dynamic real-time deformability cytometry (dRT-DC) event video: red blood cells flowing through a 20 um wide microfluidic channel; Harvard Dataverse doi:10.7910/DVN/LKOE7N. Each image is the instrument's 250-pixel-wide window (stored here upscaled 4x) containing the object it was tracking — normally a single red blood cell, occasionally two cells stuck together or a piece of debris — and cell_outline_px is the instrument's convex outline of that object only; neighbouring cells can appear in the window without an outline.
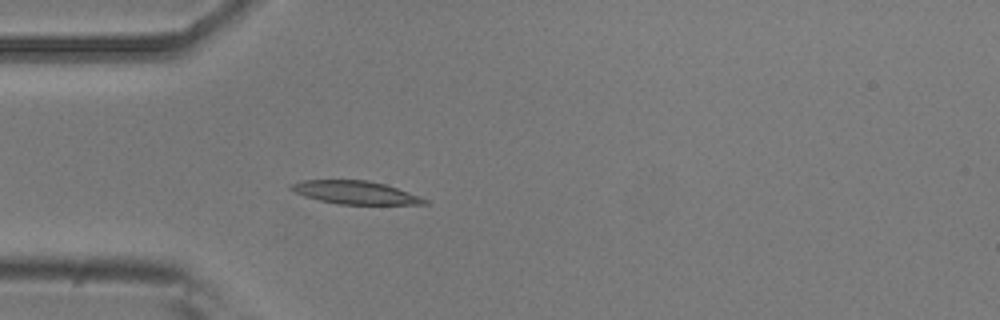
{"species": "common noctule bat (a hibernating species)", "species_latin": "Nyctalus noctula", "temperature_condition": "room temperature", "stored_images_in_passage": 5, "camera_frame_rate_fps": 3000, "um_per_image_px": 0.085, "animal": {"sex": "male", "body_mass_g": 20.5, "forearm_length_mm": 52.5}, "frame": {"image": 1, "passage_image": 5, "time_ms": 1.333, "image_size_px": [1000, 320], "cell_outline_px": [[428, 204], [340, 204], [320, 200], [304, 196], [288, 188], [288, 184], [300, 180], [368, 180], [384, 184], [420, 196], [428, 200]], "centroid_in_image_um": [30.16, 16.35], "position_along_channel_um": 54.8, "area_um2": 17.86}}